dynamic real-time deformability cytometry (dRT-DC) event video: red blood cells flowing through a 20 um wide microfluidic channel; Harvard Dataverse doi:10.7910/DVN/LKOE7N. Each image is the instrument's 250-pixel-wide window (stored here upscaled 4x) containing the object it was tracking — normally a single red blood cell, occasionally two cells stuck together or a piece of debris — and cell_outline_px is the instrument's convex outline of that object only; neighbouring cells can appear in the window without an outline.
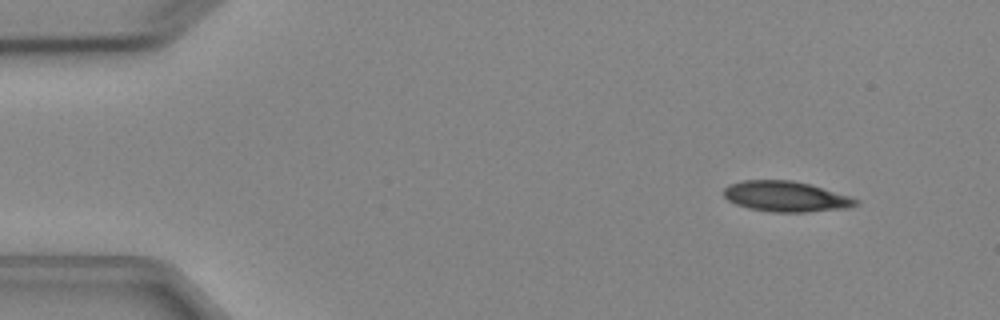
{"species": "Egyptian fruit bat (a non-hibernating species)", "species_latin": "Rousettus aegyptiacus", "temperature_condition": "cold", "stored_images_in_passage": 3, "camera_frame_rate_fps": 3000, "um_per_image_px": 0.085, "animal": {"sex": "female"}, "frame": {"image": 1, "passage_image": 1, "time_ms": 0.0, "image_size_px": [1000, 320], "cell_outline_px": [[860, 204], [848, 208], [804, 212], [772, 212], [748, 208], [736, 204], [728, 200], [724, 196], [724, 188], [728, 184], [744, 180], [792, 180], [808, 184], [852, 196], [860, 200]], "centroid_in_image_um": [66.82, 16.7], "position_along_channel_um": 18.2, "area_um2": 23.58}}
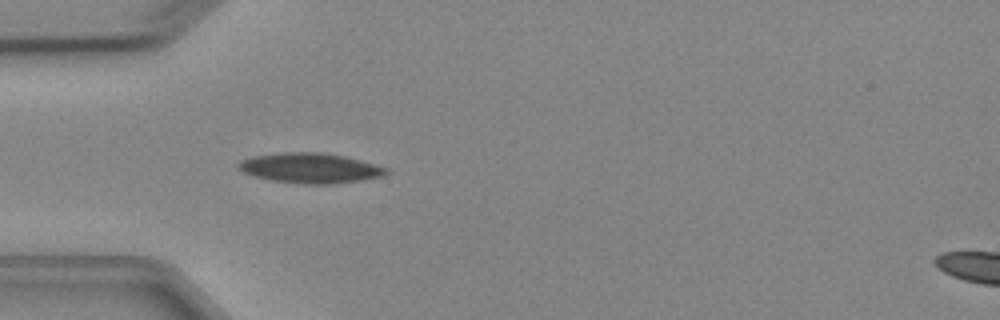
{"frame": {"image": 2, "passage_image": 3, "time_ms": 3.333, "image_size_px": [1000, 320], "cell_outline_px": [[392, 172], [384, 176], [336, 184], [304, 184], [272, 180], [252, 176], [236, 168], [236, 164], [240, 160], [252, 156], [280, 152], [320, 152], [344, 156], [388, 168]], "centroid_in_image_um": [26.34, 14.28], "position_along_channel_um": 58.7, "area_um2": 26.13}}